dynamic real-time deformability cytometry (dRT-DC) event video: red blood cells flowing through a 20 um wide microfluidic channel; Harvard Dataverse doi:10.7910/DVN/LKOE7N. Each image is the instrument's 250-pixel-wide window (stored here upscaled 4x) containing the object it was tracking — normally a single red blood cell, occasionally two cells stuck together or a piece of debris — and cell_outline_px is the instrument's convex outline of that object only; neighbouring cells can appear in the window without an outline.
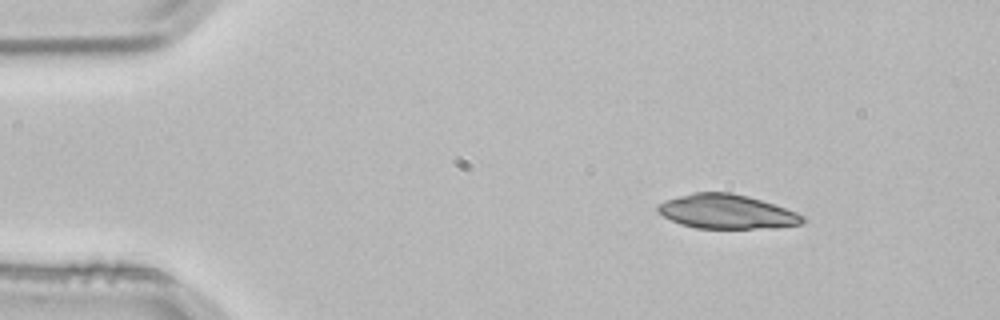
{"species": "common noctule bat (a hibernating species)", "species_latin": "Nyctalus noctula", "temperature_condition": "room temperature", "stored_images_in_passage": 3, "camera_frame_rate_fps": 3000, "um_per_image_px": 0.085, "animal": {"sex": "male", "body_mass_g": 21.5, "forearm_length_mm": 52.0}, "frame": {"image": 1, "passage_image": 1, "time_ms": 0.0, "image_size_px": [1000, 320], "cell_outline_px": [[808, 220], [800, 224], [772, 228], [696, 228], [680, 224], [664, 216], [656, 208], [656, 204], [664, 200], [692, 192], [732, 192], [748, 196], [796, 212], [804, 216]], "centroid_in_image_um": [61.75, 17.98], "position_along_channel_um": 23.2, "area_um2": 28.9}}